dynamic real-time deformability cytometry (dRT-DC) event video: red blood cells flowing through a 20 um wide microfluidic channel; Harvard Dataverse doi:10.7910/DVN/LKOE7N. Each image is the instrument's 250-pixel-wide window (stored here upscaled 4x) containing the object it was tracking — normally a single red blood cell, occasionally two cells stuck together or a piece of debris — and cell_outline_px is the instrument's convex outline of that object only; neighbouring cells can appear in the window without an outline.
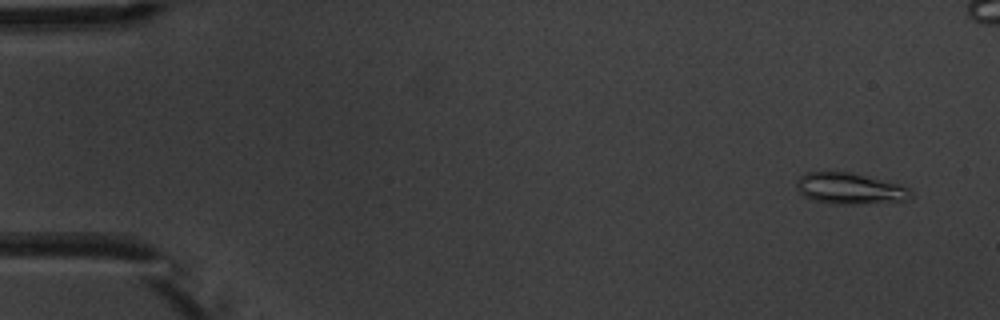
{"species": "common noctule bat (a hibernating species)", "species_latin": "Nyctalus noctula", "temperature_condition": "warm", "stored_images_in_passage": 4, "camera_frame_rate_fps": 3000, "um_per_image_px": 0.085, "animal": {"sex": "male", "body_mass_g": 20.1, "forearm_length_mm": 53.5}, "frame": {"image": 1, "passage_image": 1, "time_ms": 0.0, "image_size_px": [1000, 320], "cell_outline_px": [[912, 196], [904, 200], [856, 204], [832, 204], [812, 200], [804, 196], [796, 188], [796, 180], [800, 176], [808, 172], [848, 172], [896, 184], [908, 188]], "centroid_in_image_um": [72.14, 16.03], "position_along_channel_um": 12.9, "area_um2": 20.29}}